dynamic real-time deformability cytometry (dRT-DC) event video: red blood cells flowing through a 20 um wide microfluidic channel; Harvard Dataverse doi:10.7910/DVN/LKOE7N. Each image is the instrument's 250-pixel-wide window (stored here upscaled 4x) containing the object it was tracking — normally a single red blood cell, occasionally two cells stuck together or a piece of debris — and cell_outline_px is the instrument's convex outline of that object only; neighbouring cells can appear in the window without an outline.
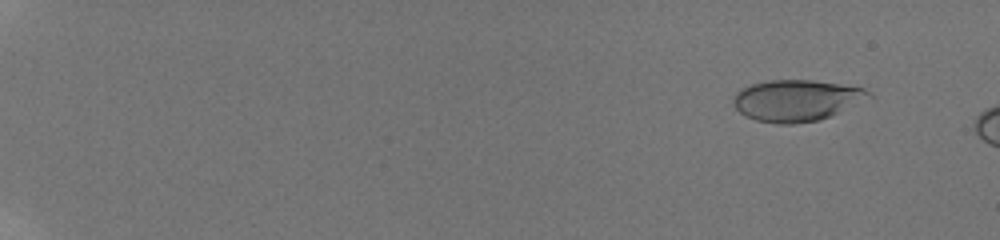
{"species": "human", "species_latin": "Homo sapiens", "temperature_condition": "room temperature", "stored_images_in_passage": 23, "camera_frame_rate_fps": 3000, "um_per_image_px": 0.085, "donor": {"sex": "male"}, "frame": {"image": 1, "passage_image": 7, "time_ms": 1.667, "image_size_px": [1000, 240], "cell_outline_px": [[872, 96], [828, 116], [816, 120], [792, 124], [776, 124], [756, 120], [740, 112], [732, 104], [732, 100], [736, 92], [740, 88], [752, 84], [768, 80], [812, 80], [840, 84], [864, 88]], "centroid_in_image_um": [67.62, 8.52], "position_along_channel_um": 17.4, "area_um2": 32.14}}